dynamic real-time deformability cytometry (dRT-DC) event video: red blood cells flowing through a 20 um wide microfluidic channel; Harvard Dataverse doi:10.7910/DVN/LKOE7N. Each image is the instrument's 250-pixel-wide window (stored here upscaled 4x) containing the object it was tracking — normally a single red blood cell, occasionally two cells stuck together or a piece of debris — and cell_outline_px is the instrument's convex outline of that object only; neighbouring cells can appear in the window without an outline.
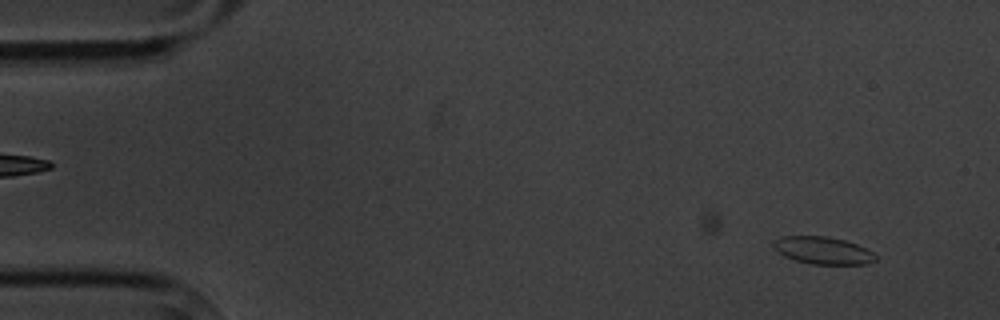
{"species": "common noctule bat (a hibernating species)", "species_latin": "Nyctalus noctula", "temperature_condition": "cold", "stored_images_in_passage": 4, "camera_frame_rate_fps": 3000, "um_per_image_px": 0.085, "animal": {"sex": "male", "body_mass_g": 20.1, "forearm_length_mm": 53.5}, "frame": {"image": 1, "passage_image": 1, "time_ms": 0.0, "image_size_px": [1000, 320], "cell_outline_px": [[876, 260], [868, 264], [812, 264], [796, 260], [784, 256], [776, 252], [772, 244], [772, 240], [784, 236], [824, 236], [844, 240], [856, 244], [872, 252], [876, 256]], "centroid_in_image_um": [69.9, 21.29], "position_along_channel_um": 15.1, "area_um2": 16.24}}